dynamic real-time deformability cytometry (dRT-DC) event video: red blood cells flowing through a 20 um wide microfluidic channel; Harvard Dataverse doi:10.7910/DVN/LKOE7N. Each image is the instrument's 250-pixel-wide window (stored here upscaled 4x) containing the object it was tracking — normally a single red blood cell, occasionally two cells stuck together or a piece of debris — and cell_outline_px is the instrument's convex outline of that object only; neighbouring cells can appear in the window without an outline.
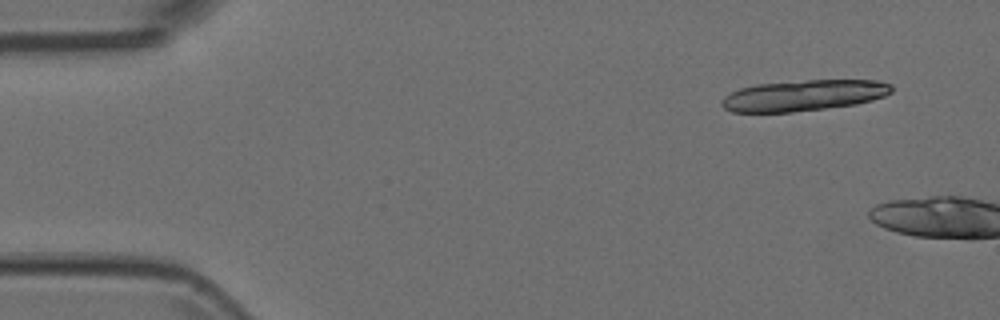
{"species": "Egyptian fruit bat (a non-hibernating species)", "species_latin": "Rousettus aegyptiacus", "temperature_condition": "room temperature", "stored_images_in_passage": 2, "camera_frame_rate_fps": 3000, "um_per_image_px": 0.085, "animal": {"sex": "female"}, "frame": {"image": 1, "passage_image": 1, "time_ms": 0.0, "image_size_px": [1000, 320], "cell_outline_px": [[892, 92], [884, 96], [872, 100], [856, 104], [792, 112], [732, 112], [724, 108], [720, 104], [720, 100], [724, 96], [740, 88], [756, 84], [808, 80], [876, 80], [892, 84]], "centroid_in_image_um": [68.3, 8.11], "position_along_channel_um": 16.7, "area_um2": 30.63}}